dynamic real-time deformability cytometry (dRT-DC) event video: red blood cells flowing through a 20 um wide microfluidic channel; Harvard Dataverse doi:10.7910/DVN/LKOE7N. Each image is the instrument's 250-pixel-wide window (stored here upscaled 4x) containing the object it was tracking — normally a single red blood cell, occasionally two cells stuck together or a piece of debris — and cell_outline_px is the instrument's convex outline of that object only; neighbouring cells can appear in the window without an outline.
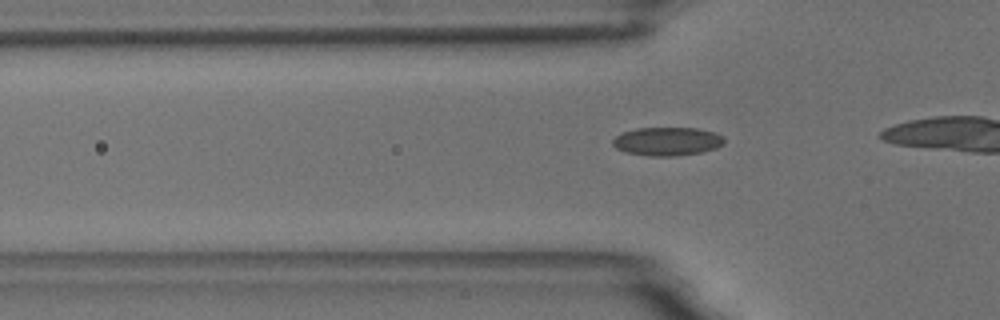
{"species": "common noctule bat (a hibernating species)", "species_latin": "Nyctalus noctula", "temperature_condition": "room temperature", "stored_images_in_passage": 22, "camera_frame_rate_fps": 3000, "um_per_image_px": 0.085, "animal": {"sex": "male", "body_mass_g": 18.8}, "frame": {"image": 1, "passage_image": 13, "time_ms": 4.0, "image_size_px": [1000, 320], "cell_outline_px": [[724, 144], [716, 148], [700, 152], [676, 156], [648, 156], [628, 152], [616, 148], [612, 144], [612, 140], [616, 136], [624, 132], [636, 128], [696, 128], [712, 132], [724, 136]], "centroid_in_image_um": [56.72, 12.02], "position_along_channel_um": 69.1, "area_um2": 18.38}}